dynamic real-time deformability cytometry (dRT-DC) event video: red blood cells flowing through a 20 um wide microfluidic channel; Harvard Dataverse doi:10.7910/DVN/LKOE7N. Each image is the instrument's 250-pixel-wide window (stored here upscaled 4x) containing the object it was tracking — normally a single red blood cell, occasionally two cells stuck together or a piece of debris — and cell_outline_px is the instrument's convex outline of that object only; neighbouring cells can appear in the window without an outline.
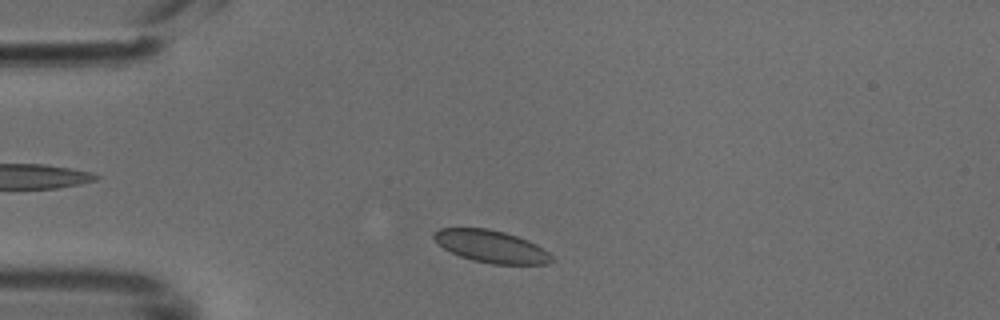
{"species": "common noctule bat (a hibernating species)", "species_latin": "Nyctalus noctula", "temperature_condition": "cold", "stored_images_in_passage": 42, "camera_frame_rate_fps": 3000, "um_per_image_px": 0.085, "animal": {"sex": "male", "body_mass_g": 18.8}, "frame": {"image": 1, "passage_image": 4, "time_ms": 1.0, "image_size_px": [1000, 320], "cell_outline_px": [[556, 260], [548, 264], [492, 264], [472, 260], [460, 256], [444, 248], [432, 236], [432, 232], [440, 228], [488, 228], [504, 232], [528, 240], [544, 248]], "centroid_in_image_um": [41.78, 20.95], "position_along_channel_um": 43.2, "area_um2": 22.2}}
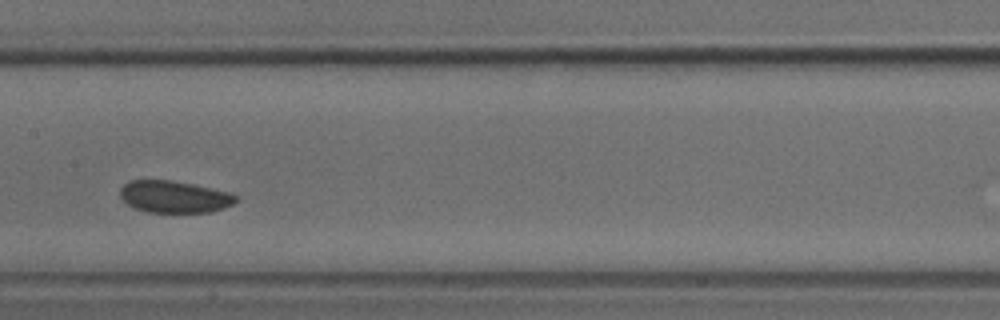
{"frame": {"image": 2, "passage_image": 17, "time_ms": 5.333, "image_size_px": [1000, 320], "cell_outline_px": [[236, 200], [232, 204], [224, 208], [212, 212], [148, 212], [136, 208], [128, 204], [120, 196], [120, 188], [128, 180], [168, 180], [192, 184], [228, 192], [236, 196]], "centroid_in_image_um": [14.79, 16.72], "position_along_channel_um": 192.6, "area_um2": 21.33}}
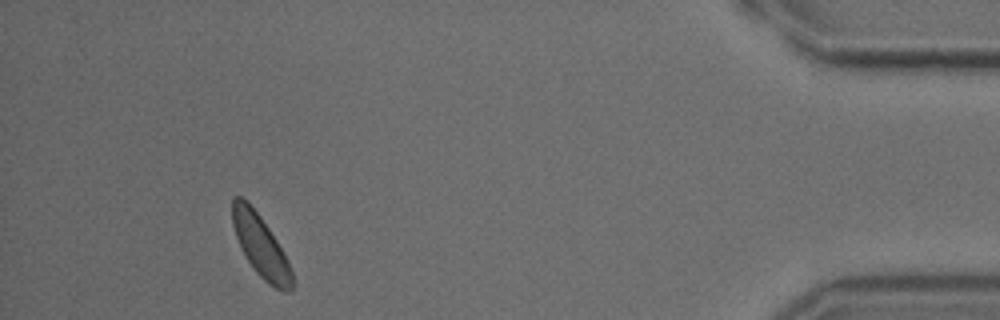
{"frame": {"image": 3, "passage_image": 38, "time_ms": 12.333, "image_size_px": [1000, 320], "cell_outline_px": [[292, 292], [284, 292], [268, 284], [256, 272], [240, 248], [232, 224], [232, 196], [240, 196], [248, 200], [260, 216], [276, 240], [292, 272]], "centroid_in_image_um": [22.12, 20.88], "position_along_channel_um": 413.1, "area_um2": 21.21}}